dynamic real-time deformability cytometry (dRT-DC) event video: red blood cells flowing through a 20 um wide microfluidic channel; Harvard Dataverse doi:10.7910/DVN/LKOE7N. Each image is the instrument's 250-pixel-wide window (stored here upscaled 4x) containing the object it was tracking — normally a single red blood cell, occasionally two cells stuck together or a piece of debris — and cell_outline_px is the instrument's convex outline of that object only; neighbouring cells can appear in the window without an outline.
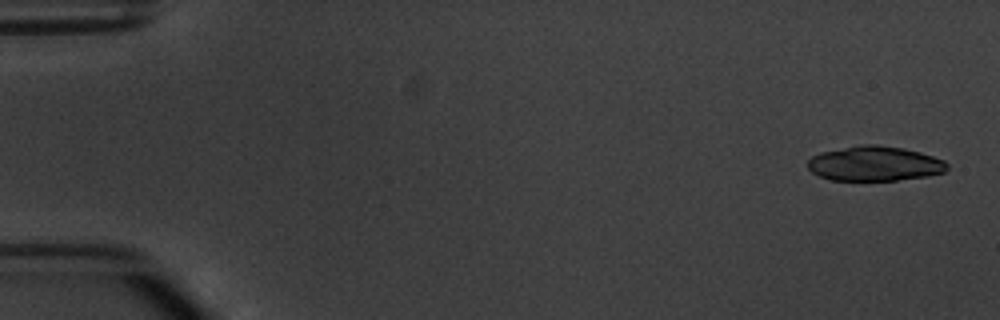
{"species": "common noctule bat (a hibernating species)", "species_latin": "Nyctalus noctula", "temperature_condition": "warm", "stored_images_in_passage": 6, "segment_of_instrument_passage": [1, 2], "camera_frame_rate_fps": 3000, "um_per_image_px": 0.085, "animal": {"sex": "male", "body_mass_g": 20.1, "forearm_length_mm": 53.5}, "frame": {"image": 1, "passage_image": 1, "time_ms": 0.0, "image_size_px": [1000, 320], "cell_outline_px": [[948, 168], [944, 172], [928, 176], [896, 180], [832, 180], [820, 176], [812, 172], [808, 168], [808, 160], [812, 156], [820, 152], [860, 144], [876, 144], [904, 148], [920, 152], [944, 160], [948, 164]], "centroid_in_image_um": [74.35, 13.9], "position_along_channel_um": 10.7, "area_um2": 28.32}}